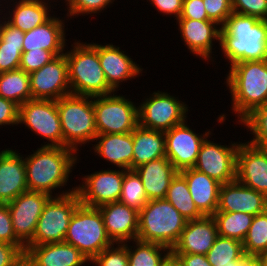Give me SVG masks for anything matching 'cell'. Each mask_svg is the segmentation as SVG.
<instances>
[{"instance_id": "cell-1", "label": "cell", "mask_w": 267, "mask_h": 266, "mask_svg": "<svg viewBox=\"0 0 267 266\" xmlns=\"http://www.w3.org/2000/svg\"><path fill=\"white\" fill-rule=\"evenodd\" d=\"M40 146L37 150H32L33 154L24 157L28 190L46 193L51 197L76 191V187L65 191L63 187L65 188L70 182L69 176H72L70 173L79 163L78 152L69 147L43 144ZM59 188L62 191L55 193L54 191L57 189L59 191Z\"/></svg>"}, {"instance_id": "cell-2", "label": "cell", "mask_w": 267, "mask_h": 266, "mask_svg": "<svg viewBox=\"0 0 267 266\" xmlns=\"http://www.w3.org/2000/svg\"><path fill=\"white\" fill-rule=\"evenodd\" d=\"M219 50L235 63L267 60V20L232 13L221 26Z\"/></svg>"}, {"instance_id": "cell-3", "label": "cell", "mask_w": 267, "mask_h": 266, "mask_svg": "<svg viewBox=\"0 0 267 266\" xmlns=\"http://www.w3.org/2000/svg\"><path fill=\"white\" fill-rule=\"evenodd\" d=\"M229 69L224 80L231 94V111L239 124L267 101V60L239 62Z\"/></svg>"}, {"instance_id": "cell-4", "label": "cell", "mask_w": 267, "mask_h": 266, "mask_svg": "<svg viewBox=\"0 0 267 266\" xmlns=\"http://www.w3.org/2000/svg\"><path fill=\"white\" fill-rule=\"evenodd\" d=\"M71 47L70 50L65 49L71 94L93 97L115 92L102 70L98 43L75 40Z\"/></svg>"}, {"instance_id": "cell-5", "label": "cell", "mask_w": 267, "mask_h": 266, "mask_svg": "<svg viewBox=\"0 0 267 266\" xmlns=\"http://www.w3.org/2000/svg\"><path fill=\"white\" fill-rule=\"evenodd\" d=\"M186 224L187 220L166 199L149 200L139 212L137 240L172 250Z\"/></svg>"}, {"instance_id": "cell-6", "label": "cell", "mask_w": 267, "mask_h": 266, "mask_svg": "<svg viewBox=\"0 0 267 266\" xmlns=\"http://www.w3.org/2000/svg\"><path fill=\"white\" fill-rule=\"evenodd\" d=\"M57 110L61 121L63 147L72 148L79 153L78 147L94 142L97 130L92 96H63L57 100Z\"/></svg>"}, {"instance_id": "cell-7", "label": "cell", "mask_w": 267, "mask_h": 266, "mask_svg": "<svg viewBox=\"0 0 267 266\" xmlns=\"http://www.w3.org/2000/svg\"><path fill=\"white\" fill-rule=\"evenodd\" d=\"M64 241L77 248L89 261L115 244L106 232L99 208L81 203L71 217Z\"/></svg>"}, {"instance_id": "cell-8", "label": "cell", "mask_w": 267, "mask_h": 266, "mask_svg": "<svg viewBox=\"0 0 267 266\" xmlns=\"http://www.w3.org/2000/svg\"><path fill=\"white\" fill-rule=\"evenodd\" d=\"M117 93L93 96L97 134L130 133L138 126V106Z\"/></svg>"}, {"instance_id": "cell-9", "label": "cell", "mask_w": 267, "mask_h": 266, "mask_svg": "<svg viewBox=\"0 0 267 266\" xmlns=\"http://www.w3.org/2000/svg\"><path fill=\"white\" fill-rule=\"evenodd\" d=\"M80 203L76 191L51 197L39 217L33 238L26 245L64 242L71 217Z\"/></svg>"}, {"instance_id": "cell-10", "label": "cell", "mask_w": 267, "mask_h": 266, "mask_svg": "<svg viewBox=\"0 0 267 266\" xmlns=\"http://www.w3.org/2000/svg\"><path fill=\"white\" fill-rule=\"evenodd\" d=\"M145 97L137 104L138 125L143 128L166 132L188 117V105L168 92L158 90Z\"/></svg>"}, {"instance_id": "cell-11", "label": "cell", "mask_w": 267, "mask_h": 266, "mask_svg": "<svg viewBox=\"0 0 267 266\" xmlns=\"http://www.w3.org/2000/svg\"><path fill=\"white\" fill-rule=\"evenodd\" d=\"M19 124L46 139L44 146L63 147L57 101L31 99L19 106ZM47 143V144H46Z\"/></svg>"}, {"instance_id": "cell-12", "label": "cell", "mask_w": 267, "mask_h": 266, "mask_svg": "<svg viewBox=\"0 0 267 266\" xmlns=\"http://www.w3.org/2000/svg\"><path fill=\"white\" fill-rule=\"evenodd\" d=\"M207 137L198 153L194 169L214 178L221 184L236 180L237 151L239 142H231L229 145L214 143ZM209 139V140H208Z\"/></svg>"}, {"instance_id": "cell-13", "label": "cell", "mask_w": 267, "mask_h": 266, "mask_svg": "<svg viewBox=\"0 0 267 266\" xmlns=\"http://www.w3.org/2000/svg\"><path fill=\"white\" fill-rule=\"evenodd\" d=\"M187 122L186 119L164 132L166 157L178 172L195 166L204 140L212 135L210 129L203 134L196 133Z\"/></svg>"}, {"instance_id": "cell-14", "label": "cell", "mask_w": 267, "mask_h": 266, "mask_svg": "<svg viewBox=\"0 0 267 266\" xmlns=\"http://www.w3.org/2000/svg\"><path fill=\"white\" fill-rule=\"evenodd\" d=\"M107 169L82 175V183L75 186L81 204L98 208L101 205L119 200L124 169Z\"/></svg>"}, {"instance_id": "cell-15", "label": "cell", "mask_w": 267, "mask_h": 266, "mask_svg": "<svg viewBox=\"0 0 267 266\" xmlns=\"http://www.w3.org/2000/svg\"><path fill=\"white\" fill-rule=\"evenodd\" d=\"M29 75L32 99L57 101L71 94L65 53Z\"/></svg>"}, {"instance_id": "cell-16", "label": "cell", "mask_w": 267, "mask_h": 266, "mask_svg": "<svg viewBox=\"0 0 267 266\" xmlns=\"http://www.w3.org/2000/svg\"><path fill=\"white\" fill-rule=\"evenodd\" d=\"M50 198L46 193L28 190L7 204L14 233L24 245L33 238L39 217Z\"/></svg>"}, {"instance_id": "cell-17", "label": "cell", "mask_w": 267, "mask_h": 266, "mask_svg": "<svg viewBox=\"0 0 267 266\" xmlns=\"http://www.w3.org/2000/svg\"><path fill=\"white\" fill-rule=\"evenodd\" d=\"M184 45L196 57L207 62H215L212 50L214 41L220 43L221 26L212 20H193L178 18L176 20ZM209 60V61H208Z\"/></svg>"}, {"instance_id": "cell-18", "label": "cell", "mask_w": 267, "mask_h": 266, "mask_svg": "<svg viewBox=\"0 0 267 266\" xmlns=\"http://www.w3.org/2000/svg\"><path fill=\"white\" fill-rule=\"evenodd\" d=\"M236 180L267 197V148L252 145L248 141L240 142Z\"/></svg>"}, {"instance_id": "cell-19", "label": "cell", "mask_w": 267, "mask_h": 266, "mask_svg": "<svg viewBox=\"0 0 267 266\" xmlns=\"http://www.w3.org/2000/svg\"><path fill=\"white\" fill-rule=\"evenodd\" d=\"M98 55L106 81L114 91H119L123 82L143 75L142 66L133 61L126 51L112 43L98 44Z\"/></svg>"}, {"instance_id": "cell-20", "label": "cell", "mask_w": 267, "mask_h": 266, "mask_svg": "<svg viewBox=\"0 0 267 266\" xmlns=\"http://www.w3.org/2000/svg\"><path fill=\"white\" fill-rule=\"evenodd\" d=\"M267 210V197L237 180L221 184L216 212H241L253 216Z\"/></svg>"}, {"instance_id": "cell-21", "label": "cell", "mask_w": 267, "mask_h": 266, "mask_svg": "<svg viewBox=\"0 0 267 266\" xmlns=\"http://www.w3.org/2000/svg\"><path fill=\"white\" fill-rule=\"evenodd\" d=\"M217 237L218 231L213 216L189 220L171 253L206 255Z\"/></svg>"}, {"instance_id": "cell-22", "label": "cell", "mask_w": 267, "mask_h": 266, "mask_svg": "<svg viewBox=\"0 0 267 266\" xmlns=\"http://www.w3.org/2000/svg\"><path fill=\"white\" fill-rule=\"evenodd\" d=\"M28 191L24 155L6 148L0 151V204H8Z\"/></svg>"}, {"instance_id": "cell-23", "label": "cell", "mask_w": 267, "mask_h": 266, "mask_svg": "<svg viewBox=\"0 0 267 266\" xmlns=\"http://www.w3.org/2000/svg\"><path fill=\"white\" fill-rule=\"evenodd\" d=\"M108 236L114 243L137 240L139 212L116 201L98 207Z\"/></svg>"}, {"instance_id": "cell-24", "label": "cell", "mask_w": 267, "mask_h": 266, "mask_svg": "<svg viewBox=\"0 0 267 266\" xmlns=\"http://www.w3.org/2000/svg\"><path fill=\"white\" fill-rule=\"evenodd\" d=\"M4 4L5 6H3ZM50 5V3L41 0H3L0 12L9 24L25 33L44 24L54 15ZM3 8L8 9V11Z\"/></svg>"}, {"instance_id": "cell-25", "label": "cell", "mask_w": 267, "mask_h": 266, "mask_svg": "<svg viewBox=\"0 0 267 266\" xmlns=\"http://www.w3.org/2000/svg\"><path fill=\"white\" fill-rule=\"evenodd\" d=\"M54 15L44 24L31 29L24 34L23 51L43 50L51 51L55 56L65 53L67 39L65 19ZM66 40V41H65Z\"/></svg>"}, {"instance_id": "cell-26", "label": "cell", "mask_w": 267, "mask_h": 266, "mask_svg": "<svg viewBox=\"0 0 267 266\" xmlns=\"http://www.w3.org/2000/svg\"><path fill=\"white\" fill-rule=\"evenodd\" d=\"M25 254L35 266H85L90 261L67 242L25 245Z\"/></svg>"}, {"instance_id": "cell-27", "label": "cell", "mask_w": 267, "mask_h": 266, "mask_svg": "<svg viewBox=\"0 0 267 266\" xmlns=\"http://www.w3.org/2000/svg\"><path fill=\"white\" fill-rule=\"evenodd\" d=\"M91 144L95 155L118 169L132 170L133 131L130 133L97 134Z\"/></svg>"}, {"instance_id": "cell-28", "label": "cell", "mask_w": 267, "mask_h": 266, "mask_svg": "<svg viewBox=\"0 0 267 266\" xmlns=\"http://www.w3.org/2000/svg\"><path fill=\"white\" fill-rule=\"evenodd\" d=\"M185 179L198 211L203 216H213L218 207L221 183L194 168L179 172Z\"/></svg>"}, {"instance_id": "cell-29", "label": "cell", "mask_w": 267, "mask_h": 266, "mask_svg": "<svg viewBox=\"0 0 267 266\" xmlns=\"http://www.w3.org/2000/svg\"><path fill=\"white\" fill-rule=\"evenodd\" d=\"M134 171L139 175L149 200L165 199L170 183L178 173L167 157L144 163Z\"/></svg>"}, {"instance_id": "cell-30", "label": "cell", "mask_w": 267, "mask_h": 266, "mask_svg": "<svg viewBox=\"0 0 267 266\" xmlns=\"http://www.w3.org/2000/svg\"><path fill=\"white\" fill-rule=\"evenodd\" d=\"M162 157H166L165 133L138 125L133 130L132 170Z\"/></svg>"}, {"instance_id": "cell-31", "label": "cell", "mask_w": 267, "mask_h": 266, "mask_svg": "<svg viewBox=\"0 0 267 266\" xmlns=\"http://www.w3.org/2000/svg\"><path fill=\"white\" fill-rule=\"evenodd\" d=\"M24 32L9 24L2 16L0 40V73L19 69L23 53Z\"/></svg>"}, {"instance_id": "cell-32", "label": "cell", "mask_w": 267, "mask_h": 266, "mask_svg": "<svg viewBox=\"0 0 267 266\" xmlns=\"http://www.w3.org/2000/svg\"><path fill=\"white\" fill-rule=\"evenodd\" d=\"M131 242L134 245L130 246ZM123 244L127 247L128 266H162L172 254L170 248L158 243L133 240Z\"/></svg>"}, {"instance_id": "cell-33", "label": "cell", "mask_w": 267, "mask_h": 266, "mask_svg": "<svg viewBox=\"0 0 267 266\" xmlns=\"http://www.w3.org/2000/svg\"><path fill=\"white\" fill-rule=\"evenodd\" d=\"M206 258L212 266H240L248 257L241 241L218 235Z\"/></svg>"}, {"instance_id": "cell-34", "label": "cell", "mask_w": 267, "mask_h": 266, "mask_svg": "<svg viewBox=\"0 0 267 266\" xmlns=\"http://www.w3.org/2000/svg\"><path fill=\"white\" fill-rule=\"evenodd\" d=\"M0 96L19 106L31 100L30 75L21 69L0 73Z\"/></svg>"}, {"instance_id": "cell-35", "label": "cell", "mask_w": 267, "mask_h": 266, "mask_svg": "<svg viewBox=\"0 0 267 266\" xmlns=\"http://www.w3.org/2000/svg\"><path fill=\"white\" fill-rule=\"evenodd\" d=\"M165 199L187 220H195L203 215L196 208L189 192L186 179L178 172L172 179Z\"/></svg>"}, {"instance_id": "cell-36", "label": "cell", "mask_w": 267, "mask_h": 266, "mask_svg": "<svg viewBox=\"0 0 267 266\" xmlns=\"http://www.w3.org/2000/svg\"><path fill=\"white\" fill-rule=\"evenodd\" d=\"M218 235L234 238L243 242L254 218L253 215L241 212H215Z\"/></svg>"}, {"instance_id": "cell-37", "label": "cell", "mask_w": 267, "mask_h": 266, "mask_svg": "<svg viewBox=\"0 0 267 266\" xmlns=\"http://www.w3.org/2000/svg\"><path fill=\"white\" fill-rule=\"evenodd\" d=\"M242 243L247 257L255 258L267 253V210L254 216Z\"/></svg>"}, {"instance_id": "cell-38", "label": "cell", "mask_w": 267, "mask_h": 266, "mask_svg": "<svg viewBox=\"0 0 267 266\" xmlns=\"http://www.w3.org/2000/svg\"><path fill=\"white\" fill-rule=\"evenodd\" d=\"M118 201L137 212L148 203L143 183L134 170H124L122 191Z\"/></svg>"}, {"instance_id": "cell-39", "label": "cell", "mask_w": 267, "mask_h": 266, "mask_svg": "<svg viewBox=\"0 0 267 266\" xmlns=\"http://www.w3.org/2000/svg\"><path fill=\"white\" fill-rule=\"evenodd\" d=\"M240 124L253 135L248 141L250 144L267 148V101L255 108Z\"/></svg>"}, {"instance_id": "cell-40", "label": "cell", "mask_w": 267, "mask_h": 266, "mask_svg": "<svg viewBox=\"0 0 267 266\" xmlns=\"http://www.w3.org/2000/svg\"><path fill=\"white\" fill-rule=\"evenodd\" d=\"M115 0H69L67 3V13L66 20L72 17L76 18L79 15L81 16H94L92 14L103 13L102 11L106 10L110 5L114 4Z\"/></svg>"}, {"instance_id": "cell-41", "label": "cell", "mask_w": 267, "mask_h": 266, "mask_svg": "<svg viewBox=\"0 0 267 266\" xmlns=\"http://www.w3.org/2000/svg\"><path fill=\"white\" fill-rule=\"evenodd\" d=\"M116 245V247H114ZM89 264L95 266H128L127 247L123 243H115L105 248L94 257Z\"/></svg>"}, {"instance_id": "cell-42", "label": "cell", "mask_w": 267, "mask_h": 266, "mask_svg": "<svg viewBox=\"0 0 267 266\" xmlns=\"http://www.w3.org/2000/svg\"><path fill=\"white\" fill-rule=\"evenodd\" d=\"M56 56L51 52L43 49L23 51L19 69L30 74L42 68Z\"/></svg>"}, {"instance_id": "cell-43", "label": "cell", "mask_w": 267, "mask_h": 266, "mask_svg": "<svg viewBox=\"0 0 267 266\" xmlns=\"http://www.w3.org/2000/svg\"><path fill=\"white\" fill-rule=\"evenodd\" d=\"M234 13L267 20V0H231Z\"/></svg>"}, {"instance_id": "cell-44", "label": "cell", "mask_w": 267, "mask_h": 266, "mask_svg": "<svg viewBox=\"0 0 267 266\" xmlns=\"http://www.w3.org/2000/svg\"><path fill=\"white\" fill-rule=\"evenodd\" d=\"M0 241L17 245L24 253L26 251V246L14 233L10 210L7 204H0Z\"/></svg>"}, {"instance_id": "cell-45", "label": "cell", "mask_w": 267, "mask_h": 266, "mask_svg": "<svg viewBox=\"0 0 267 266\" xmlns=\"http://www.w3.org/2000/svg\"><path fill=\"white\" fill-rule=\"evenodd\" d=\"M207 16L222 26L233 13L231 0H203Z\"/></svg>"}, {"instance_id": "cell-46", "label": "cell", "mask_w": 267, "mask_h": 266, "mask_svg": "<svg viewBox=\"0 0 267 266\" xmlns=\"http://www.w3.org/2000/svg\"><path fill=\"white\" fill-rule=\"evenodd\" d=\"M19 125V105L0 96V128Z\"/></svg>"}, {"instance_id": "cell-47", "label": "cell", "mask_w": 267, "mask_h": 266, "mask_svg": "<svg viewBox=\"0 0 267 266\" xmlns=\"http://www.w3.org/2000/svg\"><path fill=\"white\" fill-rule=\"evenodd\" d=\"M179 18L210 20L207 16L203 0H184Z\"/></svg>"}, {"instance_id": "cell-48", "label": "cell", "mask_w": 267, "mask_h": 266, "mask_svg": "<svg viewBox=\"0 0 267 266\" xmlns=\"http://www.w3.org/2000/svg\"><path fill=\"white\" fill-rule=\"evenodd\" d=\"M149 2L160 14L173 16L177 20L181 15L184 0H149Z\"/></svg>"}, {"instance_id": "cell-49", "label": "cell", "mask_w": 267, "mask_h": 266, "mask_svg": "<svg viewBox=\"0 0 267 266\" xmlns=\"http://www.w3.org/2000/svg\"><path fill=\"white\" fill-rule=\"evenodd\" d=\"M23 254L17 245L0 241V266H13Z\"/></svg>"}, {"instance_id": "cell-50", "label": "cell", "mask_w": 267, "mask_h": 266, "mask_svg": "<svg viewBox=\"0 0 267 266\" xmlns=\"http://www.w3.org/2000/svg\"><path fill=\"white\" fill-rule=\"evenodd\" d=\"M181 266H212L206 255L200 254H172Z\"/></svg>"}, {"instance_id": "cell-51", "label": "cell", "mask_w": 267, "mask_h": 266, "mask_svg": "<svg viewBox=\"0 0 267 266\" xmlns=\"http://www.w3.org/2000/svg\"><path fill=\"white\" fill-rule=\"evenodd\" d=\"M13 266H35L33 262L24 253L22 257Z\"/></svg>"}, {"instance_id": "cell-52", "label": "cell", "mask_w": 267, "mask_h": 266, "mask_svg": "<svg viewBox=\"0 0 267 266\" xmlns=\"http://www.w3.org/2000/svg\"><path fill=\"white\" fill-rule=\"evenodd\" d=\"M162 266H181L178 260L171 254Z\"/></svg>"}, {"instance_id": "cell-53", "label": "cell", "mask_w": 267, "mask_h": 266, "mask_svg": "<svg viewBox=\"0 0 267 266\" xmlns=\"http://www.w3.org/2000/svg\"><path fill=\"white\" fill-rule=\"evenodd\" d=\"M255 259L259 266H267V253L257 256L255 257Z\"/></svg>"}, {"instance_id": "cell-54", "label": "cell", "mask_w": 267, "mask_h": 266, "mask_svg": "<svg viewBox=\"0 0 267 266\" xmlns=\"http://www.w3.org/2000/svg\"><path fill=\"white\" fill-rule=\"evenodd\" d=\"M240 266H259L255 258L248 257Z\"/></svg>"}, {"instance_id": "cell-55", "label": "cell", "mask_w": 267, "mask_h": 266, "mask_svg": "<svg viewBox=\"0 0 267 266\" xmlns=\"http://www.w3.org/2000/svg\"><path fill=\"white\" fill-rule=\"evenodd\" d=\"M41 1L46 2V3H51V4H52V2H53V4H52L51 6L54 7V6H53V5H54V2H56V1H58V0H56V1H55V0H41ZM49 1H51V2H49ZM68 1H69V0H65V1H64V3H66L65 5H67Z\"/></svg>"}, {"instance_id": "cell-56", "label": "cell", "mask_w": 267, "mask_h": 266, "mask_svg": "<svg viewBox=\"0 0 267 266\" xmlns=\"http://www.w3.org/2000/svg\"><path fill=\"white\" fill-rule=\"evenodd\" d=\"M0 40H1V35H2V12H0Z\"/></svg>"}, {"instance_id": "cell-57", "label": "cell", "mask_w": 267, "mask_h": 266, "mask_svg": "<svg viewBox=\"0 0 267 266\" xmlns=\"http://www.w3.org/2000/svg\"><path fill=\"white\" fill-rule=\"evenodd\" d=\"M3 0H0V8H1V5L3 4V2H2Z\"/></svg>"}]
</instances>
